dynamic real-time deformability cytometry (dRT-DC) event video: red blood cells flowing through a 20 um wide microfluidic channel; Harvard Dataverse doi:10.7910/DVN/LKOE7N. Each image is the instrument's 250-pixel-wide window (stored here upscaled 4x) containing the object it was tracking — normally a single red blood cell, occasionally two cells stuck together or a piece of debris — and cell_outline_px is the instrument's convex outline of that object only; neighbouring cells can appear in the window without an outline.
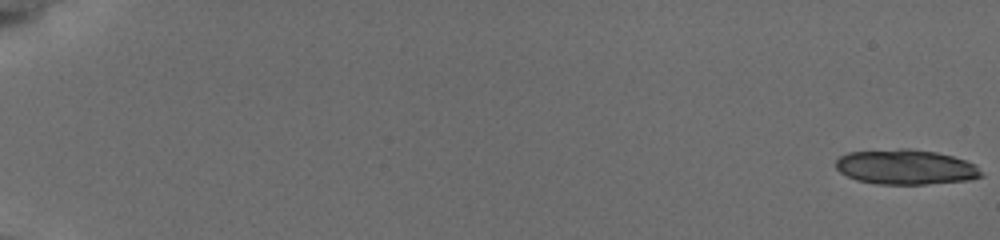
{"species": "common noctule bat (a hibernating species)", "species_latin": "Nyctalus noctula", "temperature_condition": "cold", "stored_images_in_passage": 57, "camera_frame_rate_fps": 3000, "um_per_image_px": 0.085, "animal": {"sex": "female", "body_mass_g": 19.5, "forearm_length_mm": 54.1}, "frame": {"image": 1, "passage_image": 1, "time_ms": 0.0, "image_size_px": [1000, 240], "cell_outline_px": [[984, 176], [968, 180], [924, 184], [876, 184], [856, 180], [840, 172], [836, 168], [836, 160], [840, 156], [848, 152], [900, 148], [908, 148], [936, 152], [952, 156], [976, 164]], "centroid_in_image_um": [76.98, 14.19], "position_along_channel_um": 8.0, "area_um2": 29.71}}
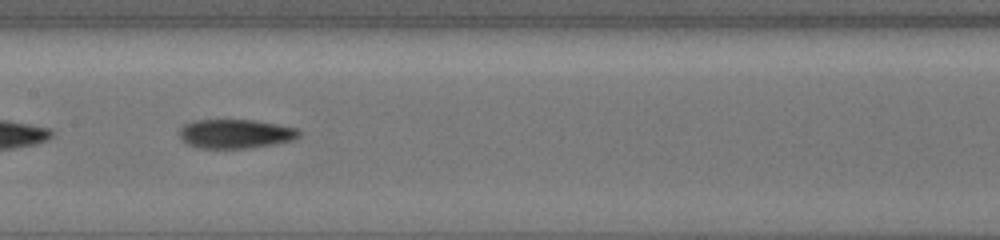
{"frame": {"image": 2, "passage_image": 32, "time_ms": 10.333, "image_size_px": [1000, 240], "cell_outline_px": [[304, 132], [300, 136], [292, 140], [276, 144], [244, 148], [200, 148], [188, 144], [180, 136], [180, 128], [184, 124], [196, 120], [252, 120], [276, 124], [296, 128]], "centroid_in_image_um": [20.05, 11.37], "position_along_channel_um": 187.3, "area_um2": 20.17}}
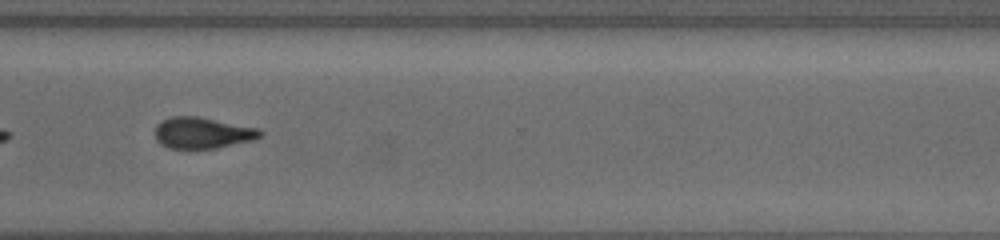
{"frame": {"image": 3, "passage_image": 45, "time_ms": 14.667, "image_size_px": [1000, 240], "cell_outline_px": [[264, 132], [260, 136], [252, 140], [216, 148], [168, 148], [160, 144], [156, 140], [156, 124], [160, 120], [172, 116], [196, 116], [260, 128]], "centroid_in_image_um": [17.19, 11.28], "position_along_channel_um": 353.4, "area_um2": 19.13}}